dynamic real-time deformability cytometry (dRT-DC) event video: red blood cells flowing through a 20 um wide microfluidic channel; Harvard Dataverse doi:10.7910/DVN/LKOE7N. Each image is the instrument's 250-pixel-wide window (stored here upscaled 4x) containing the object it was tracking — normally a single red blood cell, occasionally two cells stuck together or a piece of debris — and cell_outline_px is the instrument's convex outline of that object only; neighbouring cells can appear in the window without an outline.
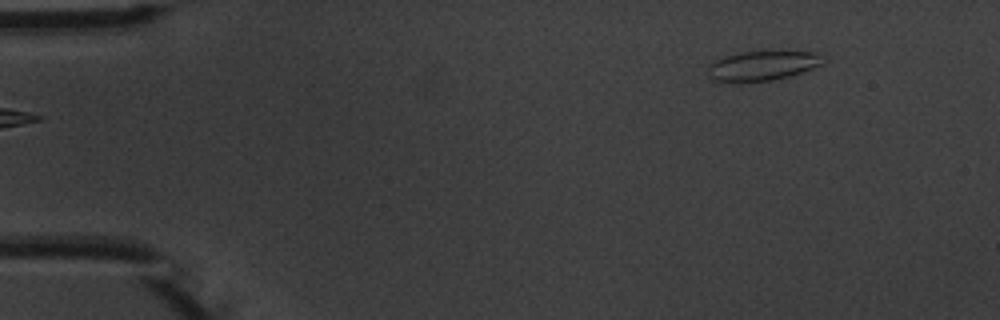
{"species": "common noctule bat (a hibernating species)", "species_latin": "Nyctalus noctula", "temperature_condition": "warm", "stored_images_in_passage": 2, "segment_of_instrument_passage": [2, 2], "camera_frame_rate_fps": 3000, "um_per_image_px": 0.085, "animal": {"sex": "male", "body_mass_g": 20.1, "forearm_length_mm": 53.5}, "frame": {"image": 1, "passage_image": 2, "time_ms": 1.0, "image_size_px": [1000, 320], "cell_outline_px": [[828, 60], [812, 68], [788, 76], [772, 80], [740, 84], [728, 84], [712, 80], [708, 76], [708, 64], [724, 56], [740, 52], [812, 52]], "centroid_in_image_um": [64.68, 5.63], "position_along_channel_um": 20.3, "area_um2": 20.17}}